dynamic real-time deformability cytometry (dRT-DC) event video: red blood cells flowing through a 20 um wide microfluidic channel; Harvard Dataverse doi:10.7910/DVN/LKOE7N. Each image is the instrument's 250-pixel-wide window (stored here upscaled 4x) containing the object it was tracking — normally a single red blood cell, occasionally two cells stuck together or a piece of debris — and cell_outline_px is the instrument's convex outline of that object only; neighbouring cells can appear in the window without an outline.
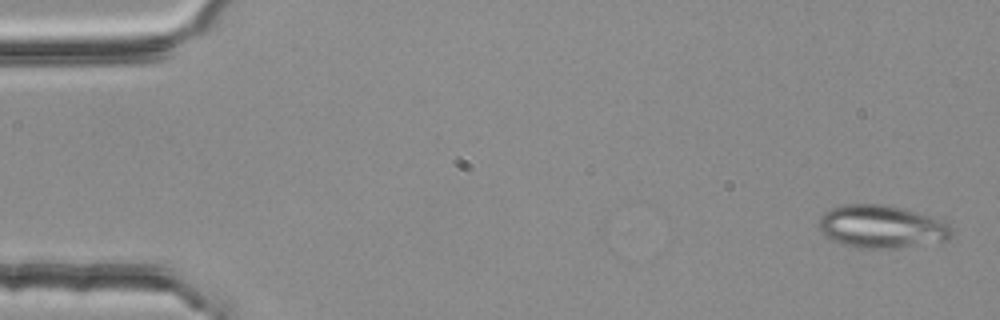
{"species": "common noctule bat (a hibernating species)", "species_latin": "Nyctalus noctula", "temperature_condition": "room temperature", "stored_images_in_passage": 3, "camera_frame_rate_fps": 3000, "um_per_image_px": 0.085, "animal": {"sex": "female", "body_mass_g": 25.1}, "frame": {"image": 1, "passage_image": 1, "time_ms": 0.0, "image_size_px": [1000, 320], "cell_outline_px": [[952, 236], [948, 240], [900, 248], [860, 248], [840, 244], [824, 236], [820, 232], [820, 216], [824, 212], [832, 208], [844, 204], [884, 204], [904, 208], [944, 220], [952, 228]], "centroid_in_image_um": [74.95, 19.27], "position_along_channel_um": 10.1, "area_um2": 33.52}}